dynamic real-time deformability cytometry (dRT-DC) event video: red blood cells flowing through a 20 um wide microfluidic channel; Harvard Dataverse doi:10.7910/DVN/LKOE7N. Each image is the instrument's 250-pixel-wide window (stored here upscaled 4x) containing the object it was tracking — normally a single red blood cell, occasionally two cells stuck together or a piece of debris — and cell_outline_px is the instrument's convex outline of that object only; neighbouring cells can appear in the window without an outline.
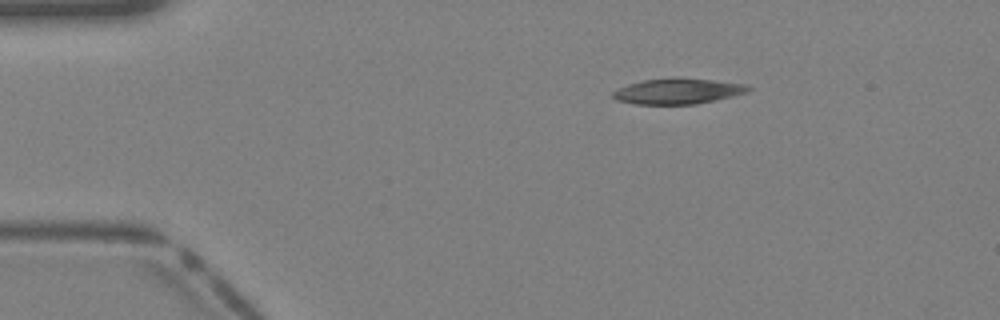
{"species": "Egyptian fruit bat (a non-hibernating species)", "species_latin": "Rousettus aegyptiacus", "temperature_condition": "warm", "stored_images_in_passage": 34, "camera_frame_rate_fps": 3000, "um_per_image_px": 0.085, "animal": {"sex": "female"}, "frame": {"image": 1, "passage_image": 1, "time_ms": 0.0, "image_size_px": [1000, 320], "cell_outline_px": [[752, 88], [748, 92], [732, 96], [696, 104], [632, 104], [616, 100], [612, 96], [612, 92], [628, 84], [644, 80], [676, 76], [748, 84]], "centroid_in_image_um": [57.62, 7.74], "position_along_channel_um": 27.4, "area_um2": 20.4}}
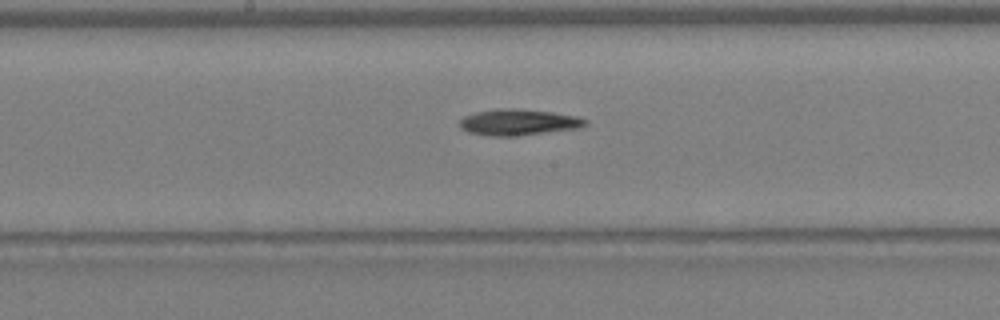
{"frame": {"image": 2, "passage_image": 15, "time_ms": 4.667, "image_size_px": [1000, 320], "cell_outline_px": [[588, 124], [576, 128], [516, 136], [488, 136], [468, 132], [460, 128], [460, 120], [464, 116], [476, 112], [496, 108], [512, 108], [552, 112], [576, 116], [588, 120]], "centroid_in_image_um": [44.03, 10.39], "position_along_channel_um": 204.2, "area_um2": 19.07}}
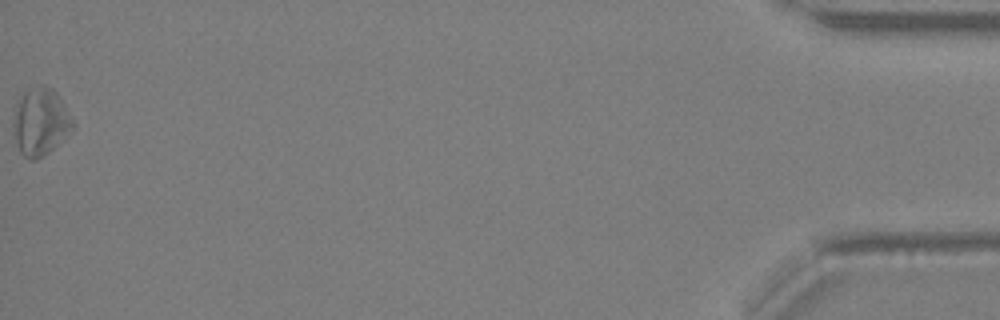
{"frame": {"image": 3, "passage_image": 34, "time_ms": 11.0, "image_size_px": [1000, 320], "cell_outline_px": [[76, 124], [64, 140], [48, 152], [36, 160], [28, 160], [20, 152], [16, 144], [12, 124], [16, 104], [20, 96], [28, 88], [40, 84], [44, 84], [52, 88], [60, 96]], "centroid_in_image_um": [3.45, 10.33], "position_along_channel_um": 431.8, "area_um2": 23.87}}